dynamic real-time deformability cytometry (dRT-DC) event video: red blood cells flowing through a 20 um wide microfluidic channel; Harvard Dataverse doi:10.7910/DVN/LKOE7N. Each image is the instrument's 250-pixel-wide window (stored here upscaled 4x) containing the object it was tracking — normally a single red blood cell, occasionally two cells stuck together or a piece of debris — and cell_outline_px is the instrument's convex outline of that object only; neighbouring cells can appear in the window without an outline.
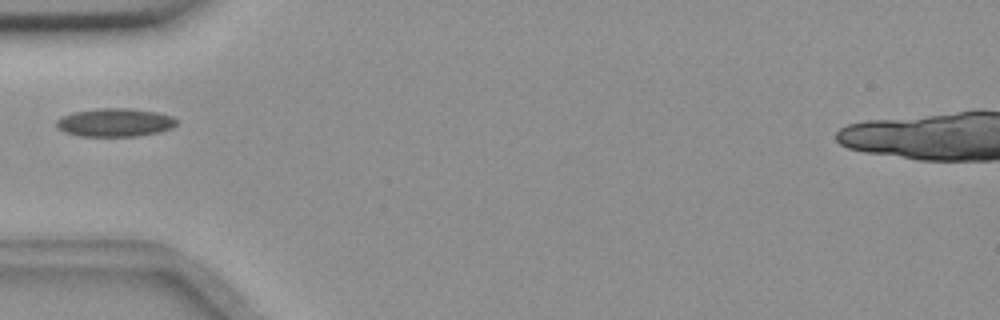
{"species": "common noctule bat (a hibernating species)", "species_latin": "Nyctalus noctula", "temperature_condition": "room temperature", "stored_images_in_passage": 6, "camera_frame_rate_fps": 3000, "um_per_image_px": 0.085, "animal": {"sex": "female", "body_mass_g": 18.4}, "frame": {"image": 1, "passage_image": 6, "time_ms": 1.667, "image_size_px": [1000, 320], "cell_outline_px": [[176, 124], [172, 128], [160, 132], [136, 136], [80, 136], [64, 132], [56, 128], [56, 120], [72, 112], [96, 108], [128, 108], [156, 112], [172, 116], [176, 120]], "centroid_in_image_um": [9.75, 10.41], "position_along_channel_um": 75.3, "area_um2": 19.88}}